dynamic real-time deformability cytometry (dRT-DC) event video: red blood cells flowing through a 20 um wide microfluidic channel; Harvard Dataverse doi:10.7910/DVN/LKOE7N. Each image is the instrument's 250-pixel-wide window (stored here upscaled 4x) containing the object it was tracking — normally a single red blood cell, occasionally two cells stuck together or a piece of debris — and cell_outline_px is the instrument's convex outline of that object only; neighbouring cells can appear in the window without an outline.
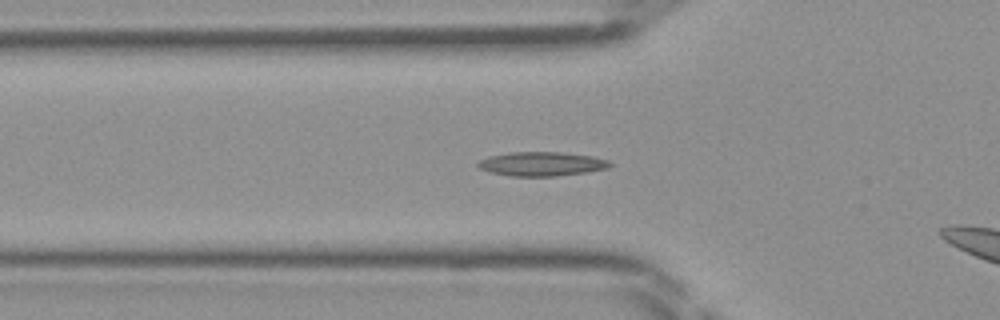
{"species": "Egyptian fruit bat (a non-hibernating species)", "species_latin": "Rousettus aegyptiacus", "temperature_condition": "room temperature", "stored_images_in_passage": 35, "camera_frame_rate_fps": 3000, "um_per_image_px": 0.085, "frame": {"image": 1, "passage_image": 11, "time_ms": 3.333, "image_size_px": [1000, 320], "cell_outline_px": [[612, 164], [608, 168], [588, 172], [556, 176], [508, 176], [488, 172], [480, 168], [476, 164], [480, 160], [488, 156], [512, 152], [560, 152], [592, 156], [608, 160]], "centroid_in_image_um": [46.02, 13.94], "position_along_channel_um": 79.8, "area_um2": 18.61}}
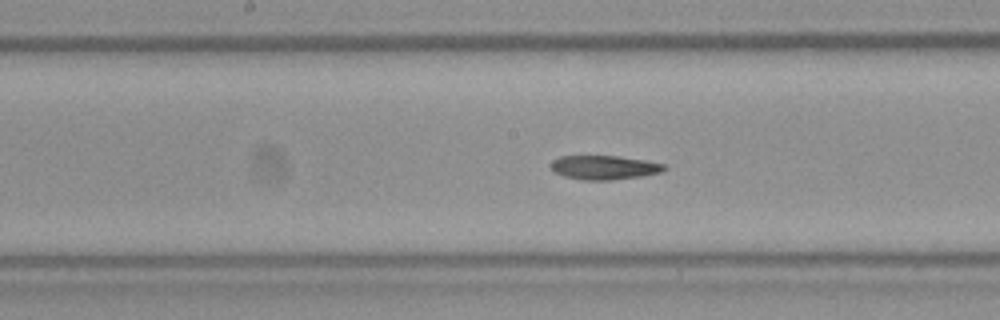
{"frame": {"image": 2, "passage_image": 19, "time_ms": 6.0, "image_size_px": [1000, 320], "cell_outline_px": [[668, 168], [660, 172], [640, 176], [612, 180], [580, 180], [564, 176], [556, 172], [552, 168], [552, 160], [560, 156], [620, 156], [644, 160], [664, 164]], "centroid_in_image_um": [51.36, 14.23], "position_along_channel_um": 196.8, "area_um2": 15.78}}
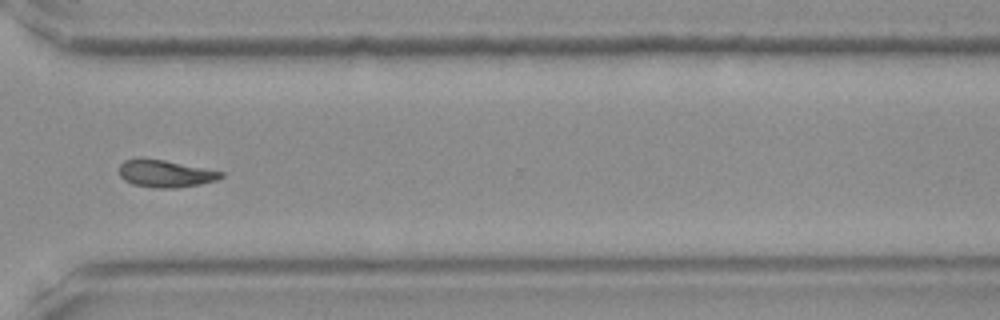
{"frame": {"image": 3, "passage_image": 30, "time_ms": 9.667, "image_size_px": [1000, 320], "cell_outline_px": [[224, 176], [216, 180], [200, 184], [176, 188], [152, 188], [132, 184], [124, 180], [120, 176], [120, 164], [124, 160], [136, 156], [144, 156], [224, 172]], "centroid_in_image_um": [13.99, 14.73], "position_along_channel_um": 356.6, "area_um2": 16.53}}